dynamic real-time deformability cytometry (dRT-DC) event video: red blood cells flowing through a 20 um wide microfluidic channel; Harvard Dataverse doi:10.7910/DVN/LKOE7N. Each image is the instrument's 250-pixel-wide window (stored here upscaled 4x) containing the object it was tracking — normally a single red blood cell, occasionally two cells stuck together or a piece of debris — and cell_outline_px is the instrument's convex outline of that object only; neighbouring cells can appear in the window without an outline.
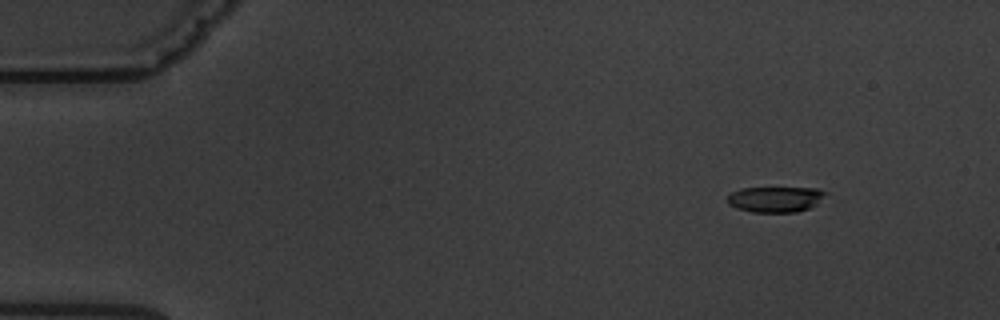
{"species": "common noctule bat (a hibernating species)", "species_latin": "Nyctalus noctula", "temperature_condition": "warm", "stored_images_in_passage": 5, "camera_frame_rate_fps": 3000, "um_per_image_px": 0.085, "animal": {"sex": "male", "body_mass_g": 19.5, "forearm_length_mm": 54.6}, "frame": {"image": 1, "passage_image": 2, "time_ms": 1.0, "image_size_px": [1000, 320], "cell_outline_px": [[828, 192], [816, 204], [808, 208], [796, 212], [752, 212], [736, 208], [728, 204], [724, 200], [732, 192], [740, 188], [816, 188]], "centroid_in_image_um": [65.86, 16.93], "position_along_channel_um": 19.1, "area_um2": 14.68}}
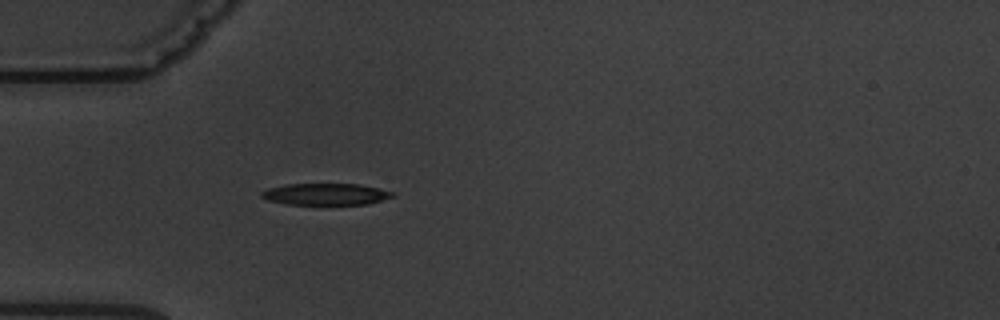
{"frame": {"image": 2, "passage_image": 5, "time_ms": 4.667, "image_size_px": [1000, 320], "cell_outline_px": [[396, 196], [368, 204], [284, 204], [268, 200], [260, 196], [260, 192], [268, 188], [288, 184], [360, 184], [396, 192]], "centroid_in_image_um": [27.71, 16.5], "position_along_channel_um": 57.3, "area_um2": 16.59}}